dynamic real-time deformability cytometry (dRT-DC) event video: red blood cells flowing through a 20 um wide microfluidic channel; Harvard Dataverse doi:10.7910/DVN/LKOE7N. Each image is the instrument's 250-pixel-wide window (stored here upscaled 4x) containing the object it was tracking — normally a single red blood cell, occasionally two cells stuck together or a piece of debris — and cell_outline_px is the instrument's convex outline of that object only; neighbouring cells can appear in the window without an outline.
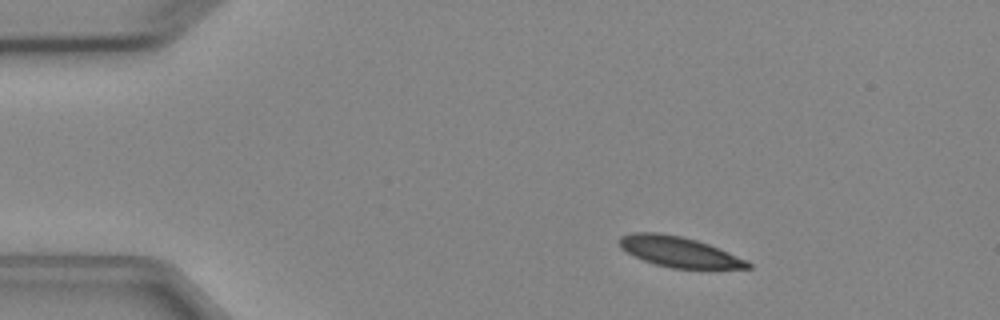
{"species": "Egyptian fruit bat (a non-hibernating species)", "species_latin": "Rousettus aegyptiacus", "temperature_condition": "cold", "stored_images_in_passage": 3, "camera_frame_rate_fps": 3000, "um_per_image_px": 0.085, "animal": {"sex": "female"}, "frame": {"image": 1, "passage_image": 1, "time_ms": 0.0, "image_size_px": [1000, 320], "cell_outline_px": [[752, 268], [672, 268], [656, 264], [644, 260], [620, 248], [616, 240], [620, 236], [632, 232], [660, 232], [680, 236], [696, 240], [708, 244], [748, 260], [752, 264]], "centroid_in_image_um": [57.68, 21.39], "position_along_channel_um": 27.3, "area_um2": 22.66}}